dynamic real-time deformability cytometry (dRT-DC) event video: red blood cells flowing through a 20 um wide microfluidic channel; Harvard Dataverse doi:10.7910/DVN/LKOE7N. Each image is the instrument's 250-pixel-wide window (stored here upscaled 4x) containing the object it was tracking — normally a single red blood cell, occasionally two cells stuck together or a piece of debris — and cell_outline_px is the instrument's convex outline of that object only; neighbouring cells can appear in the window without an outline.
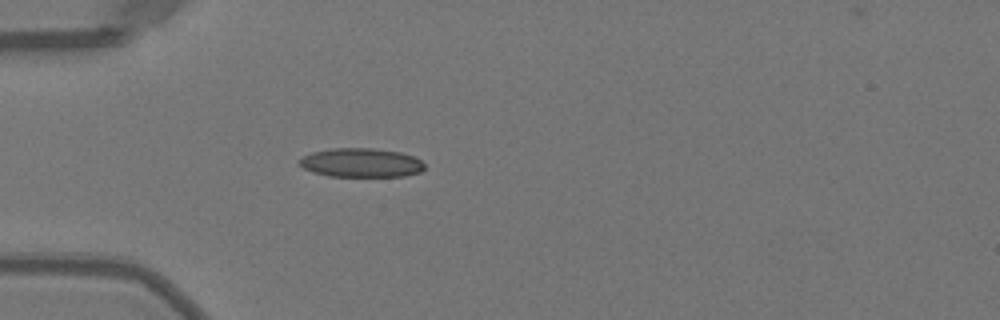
{"species": "Egyptian fruit bat (a non-hibernating species)", "species_latin": "Rousettus aegyptiacus", "temperature_condition": "warm", "stored_images_in_passage": 10, "camera_frame_rate_fps": 3000, "um_per_image_px": 0.085, "animal": {"sex": "female"}, "frame": {"image": 1, "passage_image": 1, "time_ms": 0.0, "image_size_px": [1000, 320], "cell_outline_px": [[424, 168], [420, 172], [404, 176], [328, 176], [312, 172], [304, 168], [300, 164], [300, 160], [304, 156], [312, 152], [332, 148], [372, 148], [400, 152], [412, 156], [420, 160], [424, 164]], "centroid_in_image_um": [30.7, 13.83], "position_along_channel_um": 54.3, "area_um2": 20.98}}
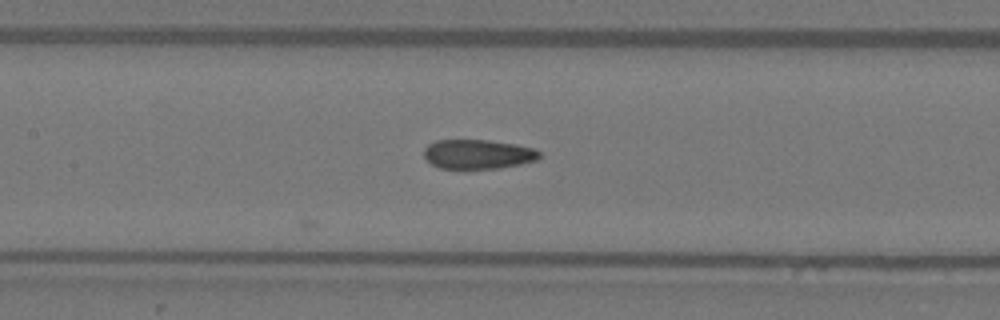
{"frame": {"image": 2, "passage_image": 10, "time_ms": 3.0, "image_size_px": [1000, 320], "cell_outline_px": [[540, 156], [536, 160], [520, 164], [500, 168], [460, 172], [440, 168], [432, 164], [424, 156], [424, 148], [428, 144], [436, 140], [488, 140], [516, 144], [536, 148], [540, 152]], "centroid_in_image_um": [40.6, 13.15], "position_along_channel_um": 166.8, "area_um2": 20.63}}